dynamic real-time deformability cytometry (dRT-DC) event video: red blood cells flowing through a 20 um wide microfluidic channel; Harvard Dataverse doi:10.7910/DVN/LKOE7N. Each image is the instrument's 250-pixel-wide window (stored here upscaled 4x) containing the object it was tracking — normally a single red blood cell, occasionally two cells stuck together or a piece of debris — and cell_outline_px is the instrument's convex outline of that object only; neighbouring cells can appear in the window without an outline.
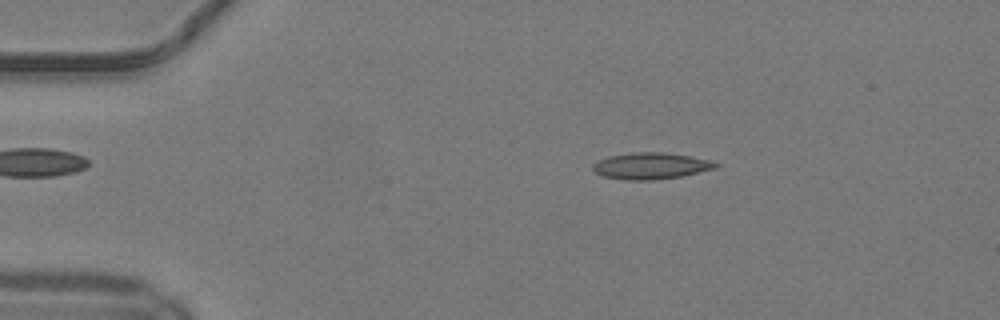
{"species": "common noctule bat (a hibernating species)", "species_latin": "Nyctalus noctula", "temperature_condition": "warm", "stored_images_in_passage": 8, "camera_frame_rate_fps": 3000, "um_per_image_px": 0.085, "animal": {"sex": "male", "body_mass_g": 19.2, "forearm_length_mm": 51.8}, "frame": {"image": 1, "passage_image": 4, "time_ms": 1.0, "image_size_px": [1000, 320], "cell_outline_px": [[720, 164], [716, 168], [680, 176], [652, 180], [624, 180], [604, 176], [596, 172], [592, 168], [592, 164], [596, 160], [608, 156], [632, 152], [664, 152], [692, 156], [708, 160]], "centroid_in_image_um": [55.28, 14.09], "position_along_channel_um": 29.7, "area_um2": 18.96}}